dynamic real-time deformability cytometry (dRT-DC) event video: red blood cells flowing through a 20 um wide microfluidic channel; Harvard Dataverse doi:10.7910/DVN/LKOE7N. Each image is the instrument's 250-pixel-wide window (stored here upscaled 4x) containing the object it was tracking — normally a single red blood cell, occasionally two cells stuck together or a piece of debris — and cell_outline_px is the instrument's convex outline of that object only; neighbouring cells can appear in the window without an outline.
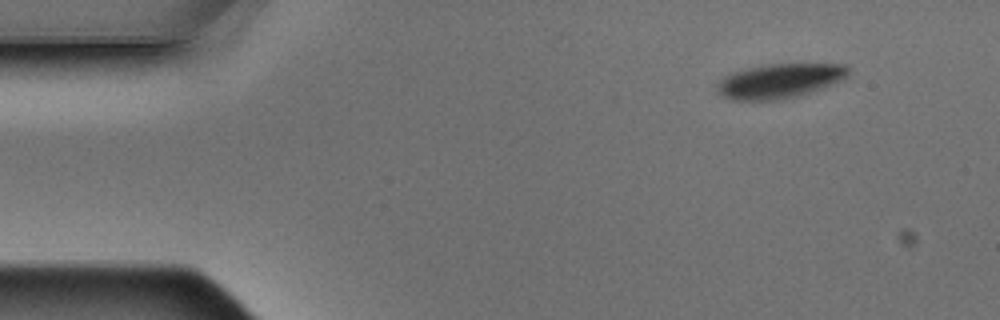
{"species": "Egyptian fruit bat (a non-hibernating species)", "species_latin": "Rousettus aegyptiacus", "temperature_condition": "warm", "stored_images_in_passage": 5, "camera_frame_rate_fps": 3000, "um_per_image_px": 0.085, "animal": {"sex": "male"}, "frame": {"image": 1, "passage_image": 1, "time_ms": 0.0, "image_size_px": [1000, 320], "cell_outline_px": [[848, 76], [844, 80], [812, 92], [800, 96], [776, 100], [732, 100], [720, 96], [716, 88], [716, 84], [724, 76], [732, 72], [748, 68], [768, 64], [844, 64], [848, 68]], "centroid_in_image_um": [66.26, 6.89], "position_along_channel_um": 18.7, "area_um2": 26.65}}
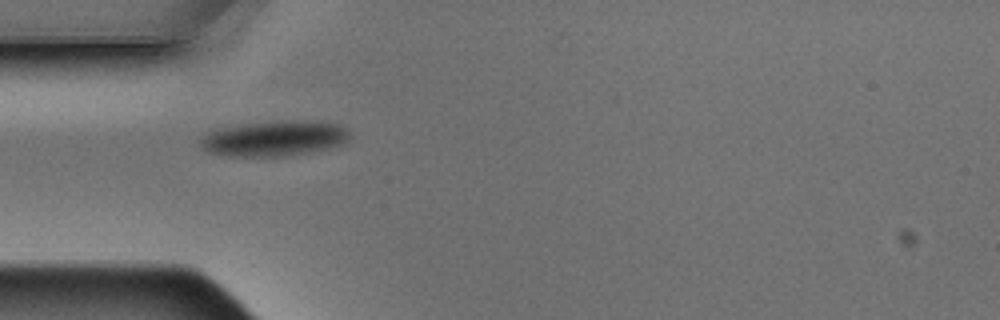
{"frame": {"image": 2, "passage_image": 4, "time_ms": 1.0, "image_size_px": [1000, 320], "cell_outline_px": [[352, 136], [344, 144], [308, 152], [280, 156], [232, 156], [212, 152], [204, 148], [200, 144], [200, 140], [208, 132], [216, 128], [244, 124], [340, 124]], "centroid_in_image_um": [23.26, 11.82], "position_along_channel_um": 61.7, "area_um2": 28.84}}
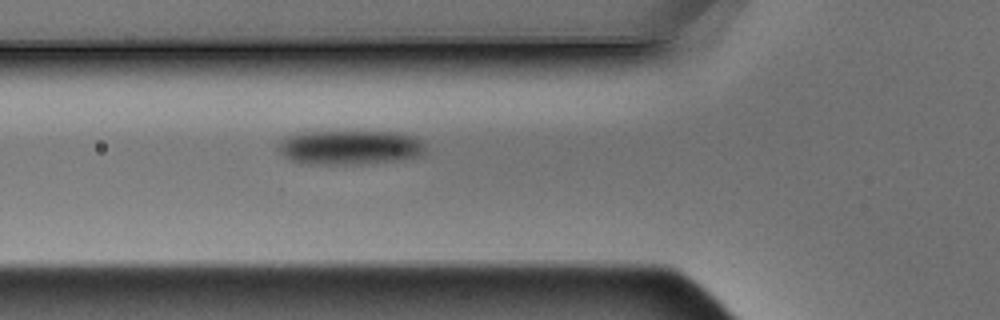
{"frame": {"image": 3, "passage_image": 5, "time_ms": 1.333, "image_size_px": [1000, 320], "cell_outline_px": [[424, 152], [420, 156], [400, 160], [360, 164], [300, 164], [288, 160], [280, 152], [276, 144], [280, 140], [288, 136], [304, 132], [400, 132], [412, 136], [420, 140], [424, 148]], "centroid_in_image_um": [29.69, 12.54], "position_along_channel_um": 96.1, "area_um2": 29.65}}